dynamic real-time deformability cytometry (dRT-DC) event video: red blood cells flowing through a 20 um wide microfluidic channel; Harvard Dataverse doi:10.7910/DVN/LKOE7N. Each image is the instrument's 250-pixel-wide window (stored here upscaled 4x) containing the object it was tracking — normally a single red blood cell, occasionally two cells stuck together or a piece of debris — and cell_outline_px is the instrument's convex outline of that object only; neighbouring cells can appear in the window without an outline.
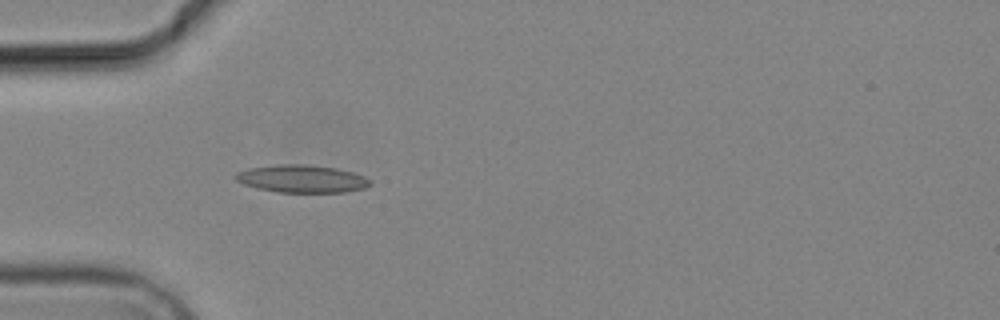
{"species": "common noctule bat (a hibernating species)", "species_latin": "Nyctalus noctula", "temperature_condition": "cold", "stored_images_in_passage": 1, "camera_frame_rate_fps": 3000, "um_per_image_px": 0.085, "animal": {"sex": "male", "body_mass_g": 19.2, "forearm_length_mm": 51.8}, "frame": {"image": 1, "passage_image": 1, "time_ms": 0.0, "image_size_px": [1000, 320], "cell_outline_px": [[372, 184], [364, 188], [344, 192], [276, 192], [256, 188], [244, 184], [236, 180], [232, 176], [236, 172], [248, 168], [280, 164], [304, 164], [336, 168], [352, 172], [364, 176]], "centroid_in_image_um": [25.61, 15.19], "position_along_channel_um": 59.4, "area_um2": 21.68}}